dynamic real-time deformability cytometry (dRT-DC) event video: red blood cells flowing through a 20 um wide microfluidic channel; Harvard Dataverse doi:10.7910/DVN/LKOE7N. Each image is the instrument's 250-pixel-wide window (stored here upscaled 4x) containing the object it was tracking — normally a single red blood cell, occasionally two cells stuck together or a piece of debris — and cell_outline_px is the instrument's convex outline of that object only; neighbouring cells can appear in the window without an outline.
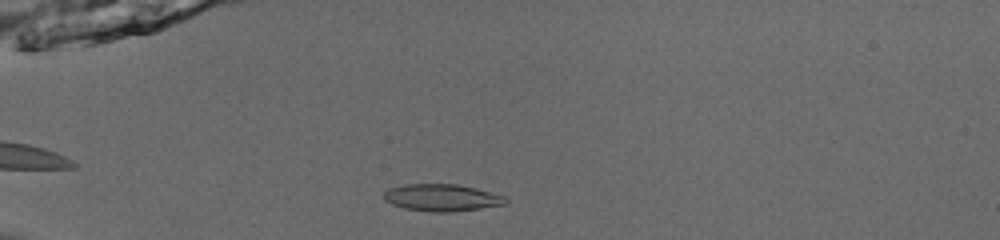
{"species": "common noctule bat (a hibernating species)", "species_latin": "Nyctalus noctula", "temperature_condition": "room temperature", "stored_images_in_passage": 35, "camera_frame_rate_fps": 3000, "um_per_image_px": 0.085, "animal": {"sex": "male", "body_mass_g": 13.0, "forearm_length_mm": 53.1}, "frame": {"image": 1, "passage_image": 2, "time_ms": 0.333, "image_size_px": [1000, 240], "cell_outline_px": [[508, 204], [452, 212], [432, 212], [404, 208], [392, 204], [384, 200], [380, 196], [388, 188], [404, 184], [456, 184], [476, 188], [504, 196], [508, 200]], "centroid_in_image_um": [37.52, 16.8], "position_along_channel_um": 47.5, "area_um2": 19.36}}
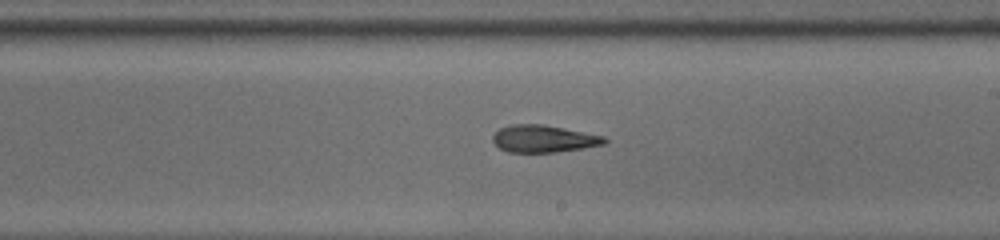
{"frame": {"image": 2, "passage_image": 19, "time_ms": 6.0, "image_size_px": [1000, 240], "cell_outline_px": [[608, 140], [604, 144], [584, 148], [556, 152], [508, 152], [500, 148], [492, 140], [492, 136], [500, 128], [512, 124], [540, 124], [604, 136]], "centroid_in_image_um": [46.19, 11.8], "position_along_channel_um": 242.8, "area_um2": 17.51}}
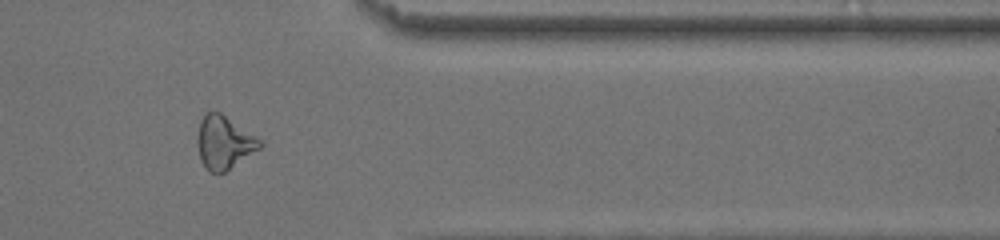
{"frame": {"image": 3, "passage_image": 31, "time_ms": 10.0, "image_size_px": [1000, 240], "cell_outline_px": [[264, 144], [260, 148], [224, 172], [208, 172], [204, 168], [200, 160], [196, 140], [200, 120], [204, 112], [220, 112], [256, 136]], "centroid_in_image_um": [19.0, 12.1], "position_along_channel_um": 392.4, "area_um2": 19.31}, "authors_computed_cell_mechanics": {"area_um2": 18.496, "velocity_mm_per_s": 3.9257, "shape_relaxation_time_tau1_ms": 6.5646, "shape_relaxation_time_tau2_ms": 4.8919, "deformation_change_tau1": 0.1721, "deformation_change_tau2": 0.1407}}